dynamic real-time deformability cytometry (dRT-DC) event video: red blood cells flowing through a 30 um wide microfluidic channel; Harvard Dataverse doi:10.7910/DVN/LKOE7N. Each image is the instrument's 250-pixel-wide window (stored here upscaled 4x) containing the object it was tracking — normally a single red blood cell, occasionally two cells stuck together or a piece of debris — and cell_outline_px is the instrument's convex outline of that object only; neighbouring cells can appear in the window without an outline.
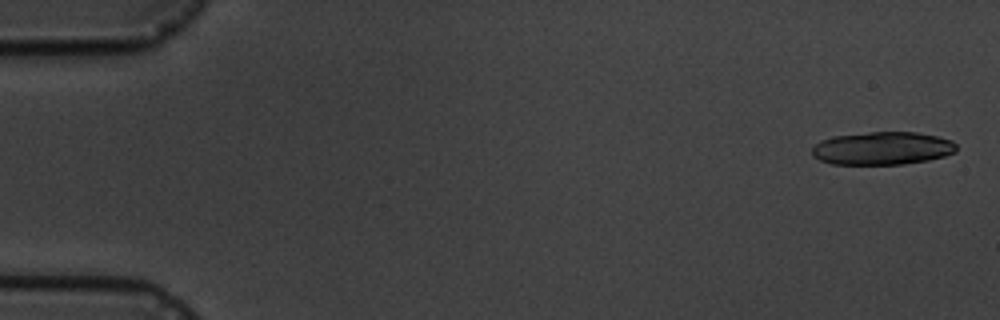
{"species": "common noctule bat (a hibernating species)", "species_latin": "Nyctalus noctula", "temperature_condition": "cold", "stored_images_in_passage": 5, "camera_frame_rate_fps": 3000, "um_per_image_px": 0.085, "animal": {"sex": "male", "body_mass_g": 19.5, "forearm_length_mm": 54.6}, "frame": {"image": 1, "passage_image": 1, "time_ms": 0.0, "image_size_px": [1000, 320], "cell_outline_px": [[956, 152], [944, 156], [928, 160], [904, 164], [832, 164], [820, 160], [812, 156], [812, 148], [820, 140], [832, 136], [872, 132], [916, 132], [936, 136], [952, 140], [956, 144]], "centroid_in_image_um": [74.99, 12.6], "position_along_channel_um": 10.0, "area_um2": 27.8}}